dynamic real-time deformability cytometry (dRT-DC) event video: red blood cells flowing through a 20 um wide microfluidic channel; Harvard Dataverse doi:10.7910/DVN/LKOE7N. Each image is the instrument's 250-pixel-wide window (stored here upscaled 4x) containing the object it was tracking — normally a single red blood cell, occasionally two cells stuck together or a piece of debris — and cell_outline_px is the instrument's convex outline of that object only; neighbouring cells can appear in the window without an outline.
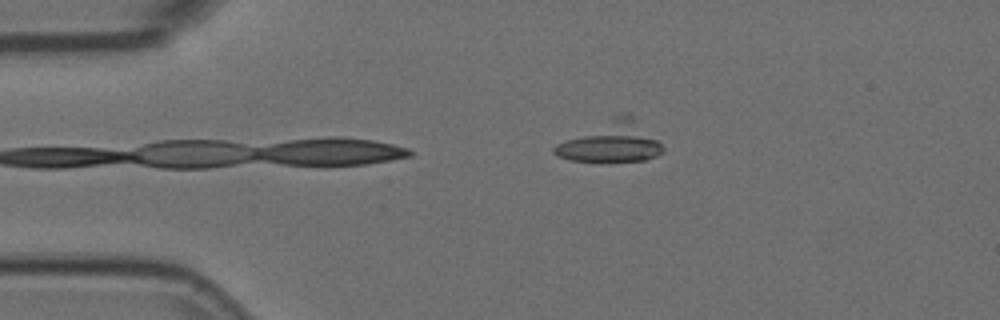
{"species": "Egyptian fruit bat (a non-hibernating species)", "species_latin": "Rousettus aegyptiacus", "temperature_condition": "room temperature", "stored_images_in_passage": 14, "camera_frame_rate_fps": 3000, "um_per_image_px": 0.085, "animal": {"sex": "female"}, "frame": {"image": 1, "passage_image": 7, "time_ms": 2.0, "image_size_px": [1000, 320], "cell_outline_px": [[664, 152], [656, 156], [644, 160], [568, 160], [556, 156], [552, 152], [552, 148], [556, 144], [612, 116], [628, 112], [664, 148]], "centroid_in_image_um": [51.9, 12.06], "position_along_channel_um": 33.1, "area_um2": 24.8}}